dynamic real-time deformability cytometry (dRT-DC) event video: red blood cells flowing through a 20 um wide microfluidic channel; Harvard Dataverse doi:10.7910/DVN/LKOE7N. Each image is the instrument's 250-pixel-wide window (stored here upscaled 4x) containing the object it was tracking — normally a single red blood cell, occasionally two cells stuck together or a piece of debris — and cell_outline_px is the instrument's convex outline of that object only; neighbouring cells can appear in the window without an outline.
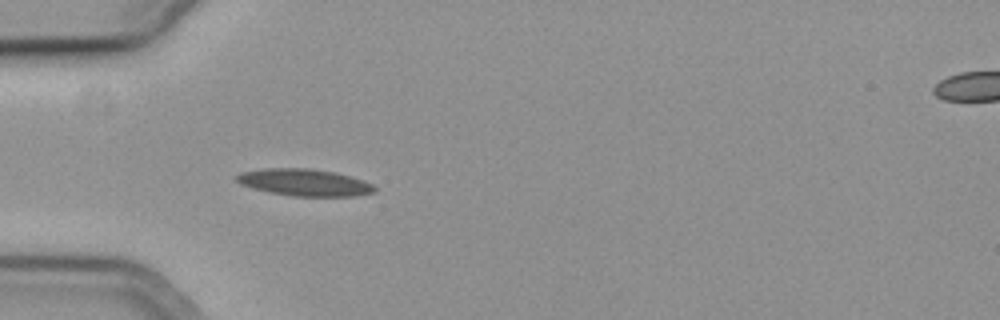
{"species": "common noctule bat (a hibernating species)", "species_latin": "Nyctalus noctula", "temperature_condition": "cold", "stored_images_in_passage": 8, "camera_frame_rate_fps": 3000, "um_per_image_px": 0.085, "animal": {"sex": "female", "body_mass_g": 19.3, "forearm_length_mm": 54.1}, "frame": {"image": 1, "passage_image": 5, "time_ms": 1.333, "image_size_px": [1000, 320], "cell_outline_px": [[376, 192], [356, 196], [292, 196], [268, 192], [252, 188], [240, 184], [236, 180], [236, 176], [240, 172], [264, 168], [308, 168], [332, 172], [364, 180], [372, 184], [376, 188]], "centroid_in_image_um": [25.86, 15.51], "position_along_channel_um": 59.1, "area_um2": 21.68}}